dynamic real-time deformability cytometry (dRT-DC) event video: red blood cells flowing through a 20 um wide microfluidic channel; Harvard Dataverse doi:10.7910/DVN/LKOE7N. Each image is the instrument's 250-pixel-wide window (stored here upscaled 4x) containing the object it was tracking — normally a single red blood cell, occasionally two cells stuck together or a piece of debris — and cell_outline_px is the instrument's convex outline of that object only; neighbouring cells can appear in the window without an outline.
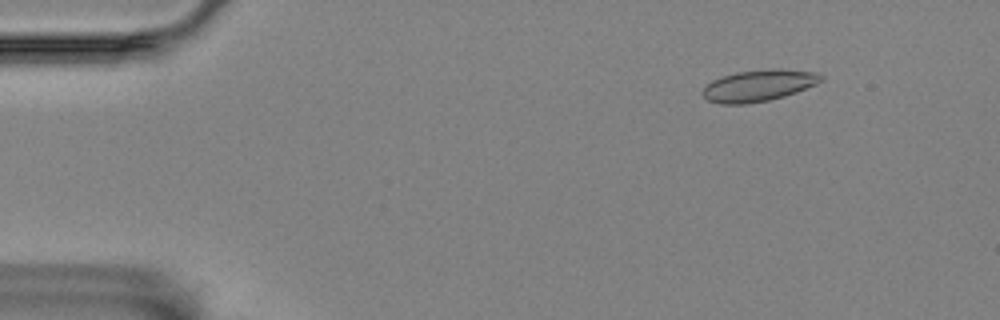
{"species": "Egyptian fruit bat (a non-hibernating species)", "species_latin": "Rousettus aegyptiacus", "temperature_condition": "room temperature", "stored_images_in_passage": 5, "camera_frame_rate_fps": 3000, "um_per_image_px": 0.085, "animal": {"sex": "female"}, "frame": {"image": 1, "passage_image": 5, "time_ms": 1.333, "image_size_px": [1000, 320], "cell_outline_px": [[824, 80], [816, 84], [796, 92], [784, 96], [768, 100], [748, 104], [720, 104], [708, 100], [700, 92], [712, 80], [720, 76], [736, 72], [768, 68], [776, 68], [816, 72], [824, 76]], "centroid_in_image_um": [64.48, 7.26], "position_along_channel_um": 20.5, "area_um2": 21.96}}